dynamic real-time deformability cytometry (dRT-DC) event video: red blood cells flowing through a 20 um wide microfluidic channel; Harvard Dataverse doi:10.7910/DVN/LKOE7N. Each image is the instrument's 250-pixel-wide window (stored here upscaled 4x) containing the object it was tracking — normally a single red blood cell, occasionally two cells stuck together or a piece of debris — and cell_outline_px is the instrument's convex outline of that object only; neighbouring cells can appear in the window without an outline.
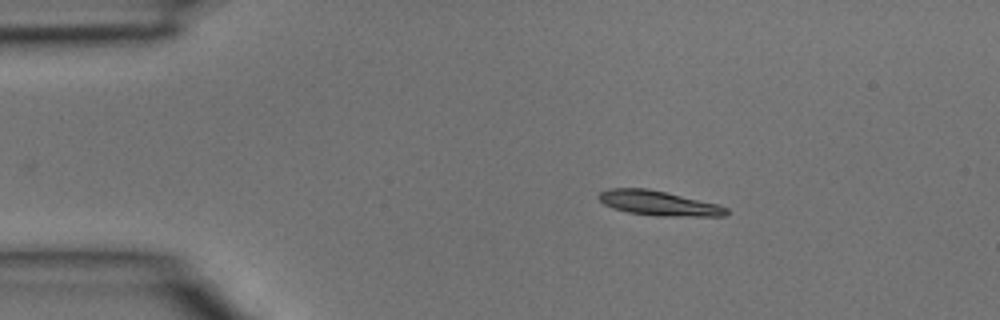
{"species": "common noctule bat (a hibernating species)", "species_latin": "Nyctalus noctula", "temperature_condition": "room temperature", "stored_images_in_passage": 3, "camera_frame_rate_fps": 3000, "um_per_image_px": 0.085, "animal": {"sex": "male", "body_mass_g": 15.6}, "frame": {"image": 1, "passage_image": 2, "time_ms": 0.333, "image_size_px": [1000, 320], "cell_outline_px": [[728, 212], [724, 216], [656, 216], [628, 212], [612, 208], [604, 204], [596, 196], [600, 192], [608, 188], [648, 188], [720, 204], [728, 208]], "centroid_in_image_um": [55.98, 17.26], "position_along_channel_um": 29.0, "area_um2": 18.55}}